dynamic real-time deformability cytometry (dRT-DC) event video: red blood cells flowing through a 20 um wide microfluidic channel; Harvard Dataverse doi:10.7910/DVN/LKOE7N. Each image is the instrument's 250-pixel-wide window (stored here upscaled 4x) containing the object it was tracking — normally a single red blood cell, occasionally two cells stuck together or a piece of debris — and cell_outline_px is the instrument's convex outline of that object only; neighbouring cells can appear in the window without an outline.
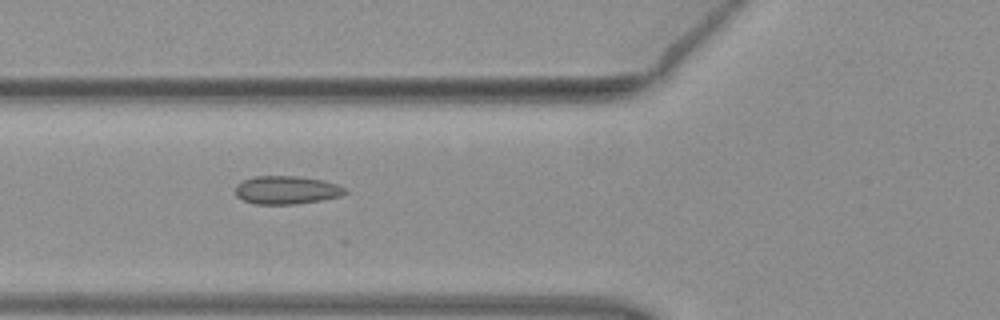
{"species": "common noctule bat (a hibernating species)", "species_latin": "Nyctalus noctula", "temperature_condition": "warm", "stored_images_in_passage": 7, "camera_frame_rate_fps": 3000, "um_per_image_px": 0.085, "animal": {"sex": "female", "body_mass_g": 19.3, "forearm_length_mm": 54.1}, "frame": {"image": 1, "passage_image": 4, "time_ms": 1.0, "image_size_px": [1000, 320], "cell_outline_px": [[348, 192], [340, 196], [320, 200], [296, 204], [256, 204], [244, 200], [236, 196], [236, 184], [244, 180], [256, 176], [296, 176], [324, 180], [348, 188]], "centroid_in_image_um": [24.38, 16.15], "position_along_channel_um": 101.4, "area_um2": 18.03}}
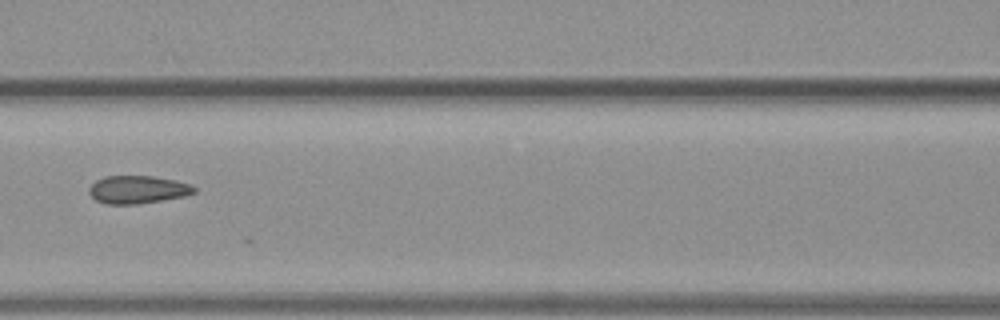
{"frame": {"image": 2, "passage_image": 5, "time_ms": 1.333, "image_size_px": [1000, 320], "cell_outline_px": [[196, 192], [184, 196], [136, 204], [104, 204], [96, 200], [88, 192], [88, 188], [96, 180], [104, 176], [152, 176], [176, 180], [188, 184], [196, 188]], "centroid_in_image_um": [11.67, 16.11], "position_along_channel_um": 154.9, "area_um2": 16.99}}
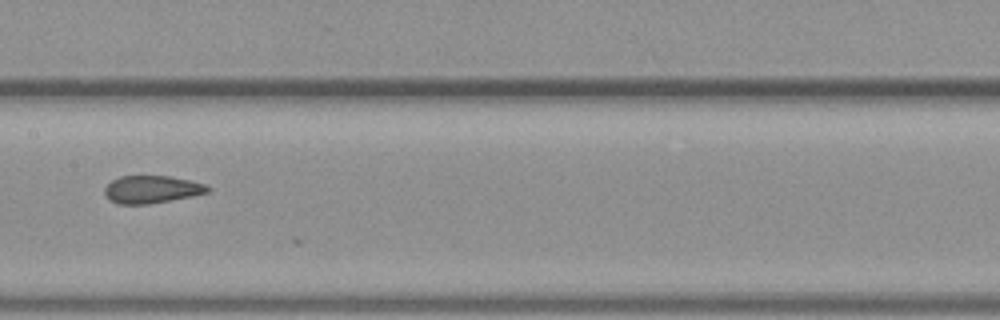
{"frame": {"image": 3, "passage_image": 6, "time_ms": 1.667, "image_size_px": [1000, 320], "cell_outline_px": [[212, 188], [208, 192], [192, 196], [148, 204], [120, 204], [108, 200], [104, 192], [104, 188], [112, 180], [120, 176], [168, 176], [188, 180], [204, 184]], "centroid_in_image_um": [12.87, 16.1], "position_along_channel_um": 194.5, "area_um2": 16.47}}